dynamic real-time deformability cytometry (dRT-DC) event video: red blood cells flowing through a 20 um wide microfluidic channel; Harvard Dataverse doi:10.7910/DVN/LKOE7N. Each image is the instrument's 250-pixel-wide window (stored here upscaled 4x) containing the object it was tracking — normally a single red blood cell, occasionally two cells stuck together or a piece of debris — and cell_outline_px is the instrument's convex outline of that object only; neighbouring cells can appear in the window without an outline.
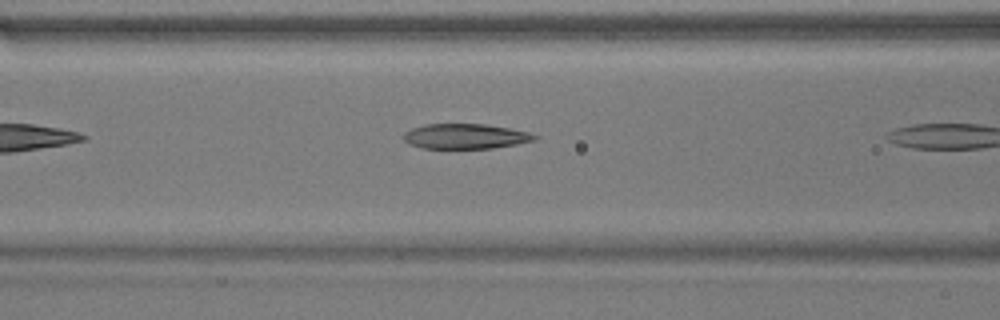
{"species": "common noctule bat (a hibernating species)", "species_latin": "Nyctalus noctula", "temperature_condition": "warm", "stored_images_in_passage": 6, "camera_frame_rate_fps": 3000, "um_per_image_px": 0.085, "animal": {"sex": "male", "body_mass_g": 17.9}, "frame": {"image": 1, "passage_image": 5, "time_ms": 1.333, "image_size_px": [1000, 320], "cell_outline_px": [[540, 136], [536, 140], [516, 144], [492, 148], [424, 148], [408, 144], [404, 140], [404, 132], [412, 128], [424, 124], [484, 124], [508, 128], [528, 132]], "centroid_in_image_um": [39.55, 11.58], "position_along_channel_um": 127.0, "area_um2": 19.07}}